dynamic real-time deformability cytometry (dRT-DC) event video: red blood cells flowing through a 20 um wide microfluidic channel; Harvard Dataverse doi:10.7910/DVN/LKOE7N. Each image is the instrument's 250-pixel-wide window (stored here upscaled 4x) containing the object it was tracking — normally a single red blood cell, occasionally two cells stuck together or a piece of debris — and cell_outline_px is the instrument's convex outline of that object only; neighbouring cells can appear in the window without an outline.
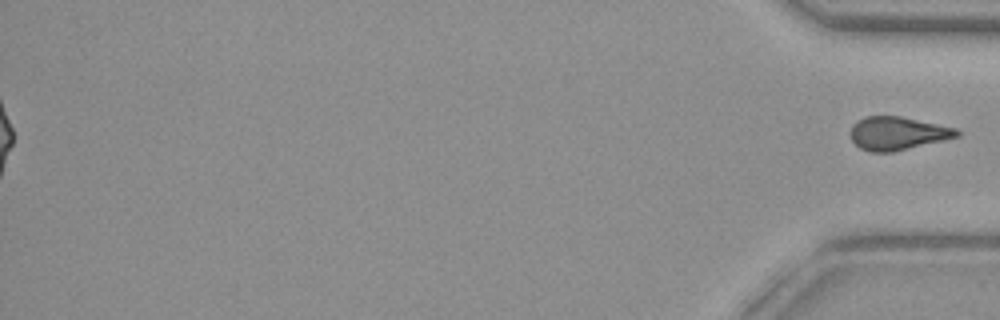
{"species": "common noctule bat (a hibernating species)", "species_latin": "Nyctalus noctula", "temperature_condition": "warm", "stored_images_in_passage": 42, "segment_of_instrument_passage": [2, 2], "camera_frame_rate_fps": 3000, "um_per_image_px": 0.085, "animal": {"sex": "female", "body_mass_g": 29.2, "forearm_length_mm": 56.3}, "frame": {"image": 1, "passage_image": 42, "time_ms": 13.667, "image_size_px": [1000, 320], "cell_outline_px": [[960, 136], [944, 140], [892, 152], [872, 152], [860, 148], [852, 140], [852, 124], [856, 120], [864, 116], [900, 116], [956, 128], [960, 132]], "centroid_in_image_um": [76.29, 11.33], "position_along_channel_um": 358.9, "area_um2": 20.46}}